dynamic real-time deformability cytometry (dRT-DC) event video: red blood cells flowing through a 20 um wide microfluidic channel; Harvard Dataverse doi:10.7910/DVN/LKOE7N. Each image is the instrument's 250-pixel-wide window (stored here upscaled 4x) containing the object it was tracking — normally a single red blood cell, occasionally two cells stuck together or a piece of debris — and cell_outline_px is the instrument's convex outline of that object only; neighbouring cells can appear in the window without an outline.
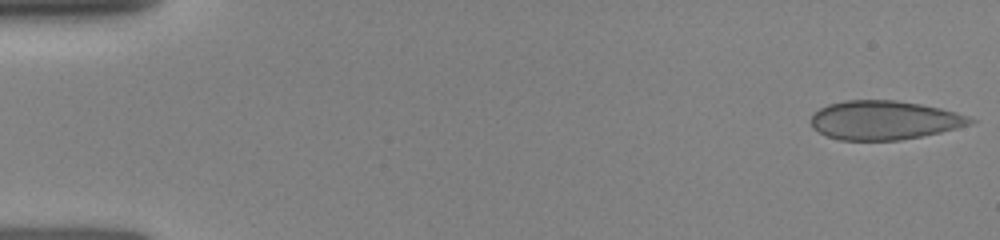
{"species": "human", "species_latin": "Homo sapiens", "temperature_condition": "room temperature", "stored_images_in_passage": 26, "camera_frame_rate_fps": 3000, "um_per_image_px": 0.085, "donor": {"sex": "female"}, "frame": {"image": 1, "passage_image": 1, "time_ms": 0.0, "image_size_px": [1000, 240], "cell_outline_px": [[976, 120], [968, 124], [956, 128], [940, 132], [900, 140], [840, 140], [828, 136], [812, 128], [812, 116], [820, 108], [828, 104], [844, 100], [896, 100], [920, 104], [940, 108], [956, 112]], "centroid_in_image_um": [75.13, 10.21], "position_along_channel_um": 9.9, "area_um2": 35.78}}
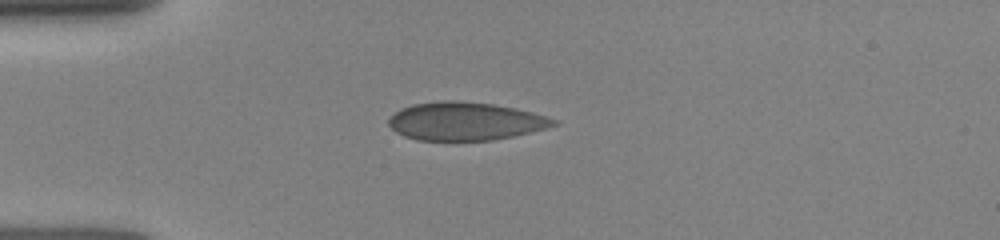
{"frame": {"image": 2, "passage_image": 21, "time_ms": 3.667, "image_size_px": [1000, 240], "cell_outline_px": [[560, 124], [512, 136], [492, 140], [416, 140], [404, 136], [396, 132], [388, 124], [388, 120], [400, 108], [412, 104], [440, 100], [460, 100], [492, 104], [516, 108], [532, 112], [560, 120]], "centroid_in_image_um": [39.54, 10.29], "position_along_channel_um": 45.5, "area_um2": 36.7}}
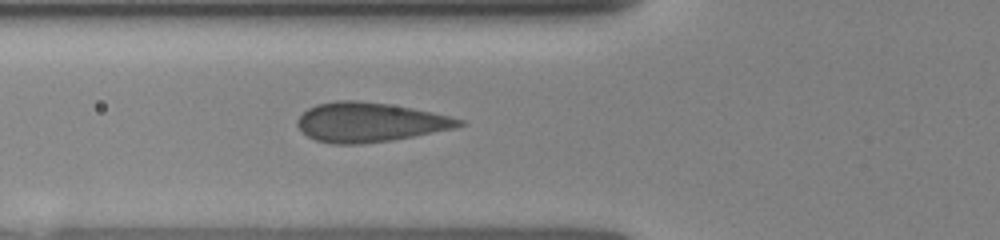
{"frame": {"image": 3, "passage_image": 26, "time_ms": 5.333, "image_size_px": [1000, 240], "cell_outline_px": [[468, 124], [456, 128], [412, 136], [388, 140], [360, 144], [332, 144], [316, 140], [308, 136], [296, 124], [296, 120], [308, 108], [316, 104], [336, 100], [356, 100], [388, 104], [412, 108], [448, 116], [464, 120]], "centroid_in_image_um": [31.42, 10.38], "position_along_channel_um": 94.4, "area_um2": 36.88}}